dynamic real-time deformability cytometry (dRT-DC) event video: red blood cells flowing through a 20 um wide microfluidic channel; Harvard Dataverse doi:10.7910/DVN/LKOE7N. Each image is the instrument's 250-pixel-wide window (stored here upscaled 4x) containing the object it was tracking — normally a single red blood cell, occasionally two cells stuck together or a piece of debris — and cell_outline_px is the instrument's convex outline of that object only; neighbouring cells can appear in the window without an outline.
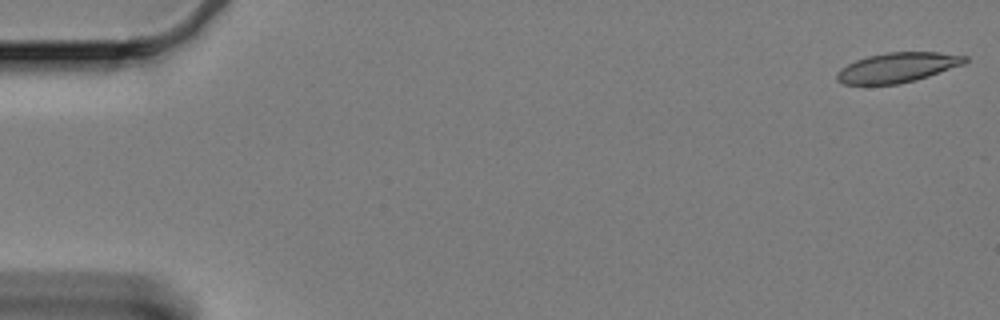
{"species": "Egyptian fruit bat (a non-hibernating species)", "species_latin": "Rousettus aegyptiacus", "temperature_condition": "cold", "stored_images_in_passage": 29, "camera_frame_rate_fps": 3000, "um_per_image_px": 0.085, "animal": {"sex": "female"}, "frame": {"image": 1, "passage_image": 1, "time_ms": 0.0, "image_size_px": [1000, 320], "cell_outline_px": [[968, 60], [964, 64], [916, 80], [900, 84], [844, 84], [836, 80], [836, 76], [840, 68], [856, 60], [868, 56], [888, 52], [940, 52], [968, 56]], "centroid_in_image_um": [76.3, 5.73], "position_along_channel_um": 8.7, "area_um2": 22.2}}
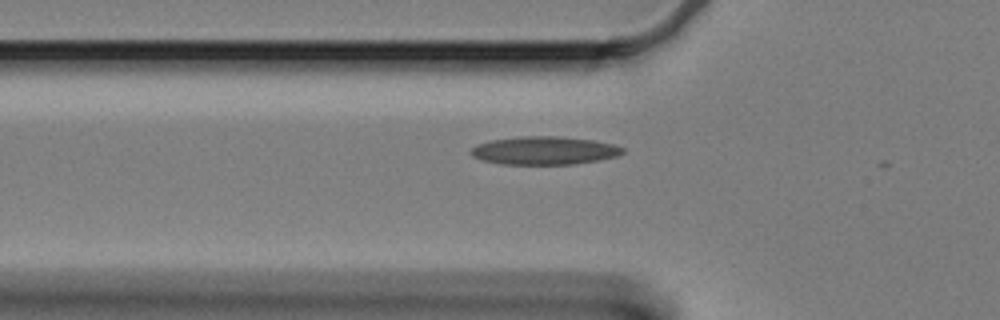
{"frame": {"image": 2, "passage_image": 20, "time_ms": 6.333, "image_size_px": [1000, 320], "cell_outline_px": [[624, 152], [616, 156], [600, 160], [572, 164], [500, 164], [480, 160], [472, 156], [468, 152], [476, 144], [488, 140], [520, 136], [560, 136], [596, 140], [612, 144], [624, 148]], "centroid_in_image_um": [46.22, 12.79], "position_along_channel_um": 79.6, "area_um2": 25.2}}
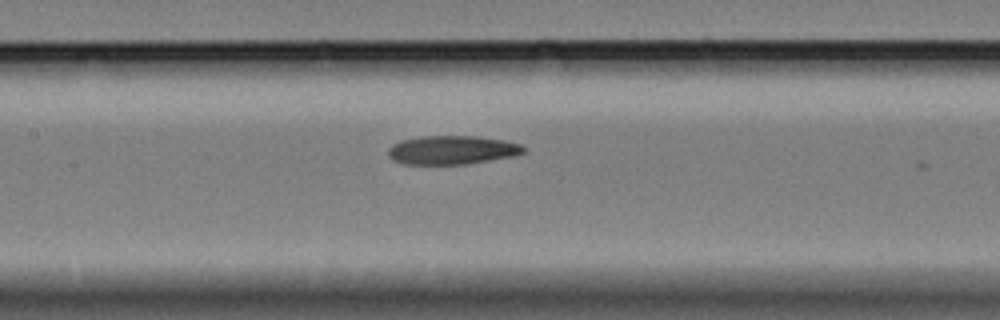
{"frame": {"image": 3, "passage_image": 28, "time_ms": 9.0, "image_size_px": [1000, 320], "cell_outline_px": [[524, 152], [516, 156], [464, 164], [404, 164], [392, 160], [388, 156], [388, 148], [392, 144], [400, 140], [424, 136], [476, 136], [504, 140], [520, 144], [524, 148]], "centroid_in_image_um": [38.4, 12.75], "position_along_channel_um": 169.0, "area_um2": 22.72}}